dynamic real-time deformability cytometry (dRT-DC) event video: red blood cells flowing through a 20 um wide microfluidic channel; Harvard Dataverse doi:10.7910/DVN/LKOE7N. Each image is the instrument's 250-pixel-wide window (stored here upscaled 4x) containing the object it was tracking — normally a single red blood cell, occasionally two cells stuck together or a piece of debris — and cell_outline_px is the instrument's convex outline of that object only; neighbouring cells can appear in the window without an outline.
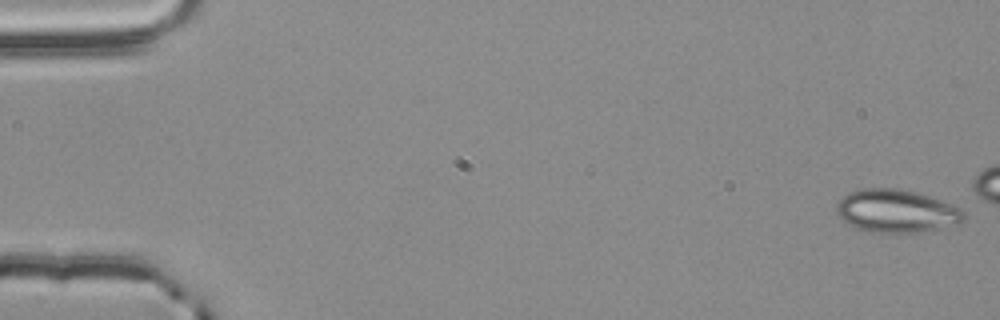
{"species": "common noctule bat (a hibernating species)", "species_latin": "Nyctalus noctula", "temperature_condition": "room temperature", "stored_images_in_passage": 4, "camera_frame_rate_fps": 3000, "um_per_image_px": 0.085, "animal": {"sex": "male", "body_mass_g": 20.4}, "frame": {"image": 1, "passage_image": 1, "time_ms": 0.0, "image_size_px": [1000, 320], "cell_outline_px": [[964, 220], [960, 224], [920, 232], [872, 232], [856, 228], [848, 224], [836, 212], [836, 204], [848, 192], [860, 188], [896, 188], [916, 192], [952, 204], [960, 208], [964, 212]], "centroid_in_image_um": [76.2, 17.93], "position_along_channel_um": 8.8, "area_um2": 31.85}}